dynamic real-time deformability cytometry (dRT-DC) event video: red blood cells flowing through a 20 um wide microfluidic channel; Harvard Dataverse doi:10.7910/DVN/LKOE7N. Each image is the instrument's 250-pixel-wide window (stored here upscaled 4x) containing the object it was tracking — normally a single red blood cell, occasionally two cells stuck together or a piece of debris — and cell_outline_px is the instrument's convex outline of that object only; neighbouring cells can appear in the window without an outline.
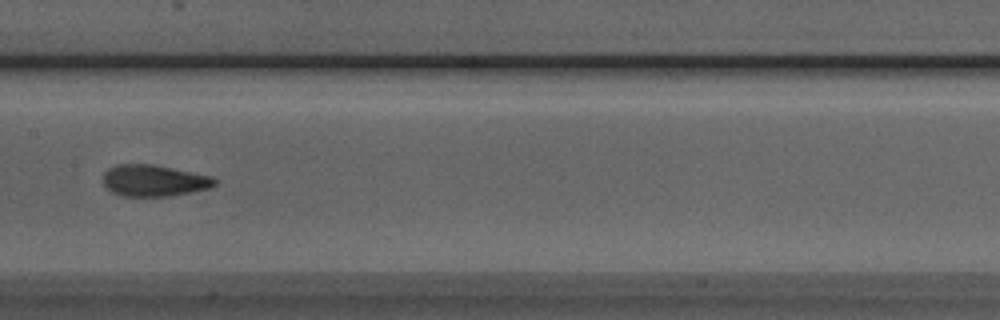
{"species": "Egyptian fruit bat (a non-hibernating species)", "species_latin": "Rousettus aegyptiacus", "temperature_condition": "room temperature", "stored_images_in_passage": 19, "camera_frame_rate_fps": 3000, "um_per_image_px": 0.085, "animal": {"sex": "male"}, "frame": {"image": 1, "passage_image": 14, "time_ms": 4.333, "image_size_px": [1000, 320], "cell_outline_px": [[220, 180], [216, 184], [208, 188], [168, 196], [120, 196], [112, 192], [104, 184], [104, 172], [108, 168], [116, 164], [152, 164], [212, 176]], "centroid_in_image_um": [13.08, 15.34], "position_along_channel_um": 194.3, "area_um2": 20.4}}